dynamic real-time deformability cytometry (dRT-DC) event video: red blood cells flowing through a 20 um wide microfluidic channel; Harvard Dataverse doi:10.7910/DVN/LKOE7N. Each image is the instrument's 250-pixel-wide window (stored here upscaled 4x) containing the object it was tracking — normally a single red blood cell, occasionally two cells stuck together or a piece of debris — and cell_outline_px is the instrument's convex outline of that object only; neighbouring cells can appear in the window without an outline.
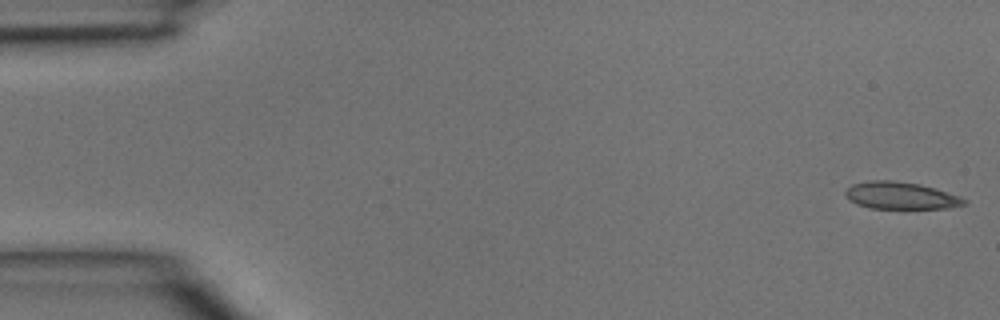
{"species": "common noctule bat (a hibernating species)", "species_latin": "Nyctalus noctula", "temperature_condition": "room temperature", "stored_images_in_passage": 5, "segment_of_instrument_passage": [1, 2], "camera_frame_rate_fps": 3000, "um_per_image_px": 0.085, "animal": {"sex": "male", "body_mass_g": 15.6}, "frame": {"image": 1, "passage_image": 1, "time_ms": 0.0, "image_size_px": [1000, 320], "cell_outline_px": [[968, 204], [952, 208], [868, 208], [856, 204], [848, 200], [844, 192], [852, 184], [868, 180], [892, 180], [920, 184], [960, 196], [968, 200]], "centroid_in_image_um": [76.57, 16.63], "position_along_channel_um": 8.4, "area_um2": 18.96}}
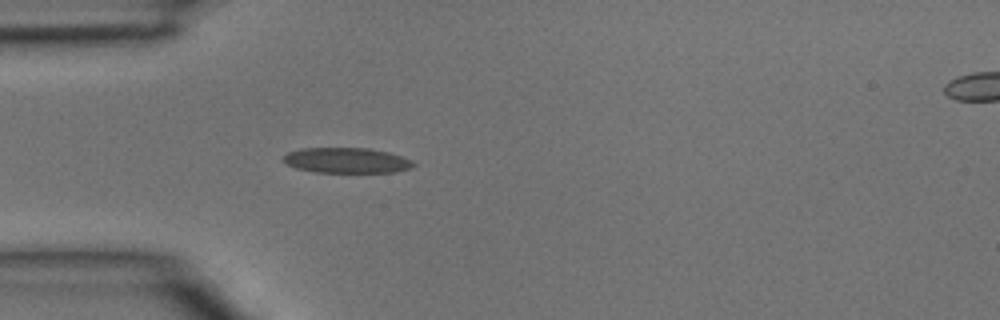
{"frame": {"image": 2, "passage_image": 4, "time_ms": 1.0, "image_size_px": [1000, 320], "cell_outline_px": [[416, 164], [412, 168], [396, 172], [316, 172], [296, 168], [288, 164], [284, 160], [284, 156], [288, 152], [300, 148], [368, 148], [388, 152], [412, 160]], "centroid_in_image_um": [29.49, 13.63], "position_along_channel_um": 55.5, "area_um2": 19.13}}